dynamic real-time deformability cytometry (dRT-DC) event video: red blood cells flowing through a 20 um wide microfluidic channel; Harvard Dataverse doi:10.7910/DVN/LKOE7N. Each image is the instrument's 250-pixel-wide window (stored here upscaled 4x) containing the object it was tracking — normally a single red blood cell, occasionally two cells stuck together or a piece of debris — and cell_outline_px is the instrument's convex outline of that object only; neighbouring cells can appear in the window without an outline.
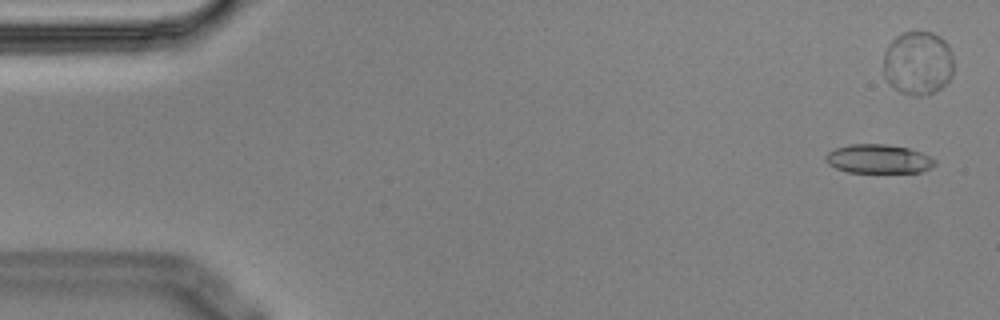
{"species": "Egyptian fruit bat (a non-hibernating species)", "species_latin": "Rousettus aegyptiacus", "temperature_condition": "cold", "stored_images_in_passage": 5, "camera_frame_rate_fps": 3000, "um_per_image_px": 0.085, "animal": {"sex": "male"}, "frame": {"image": 1, "passage_image": 1, "time_ms": 0.0, "image_size_px": [1000, 320], "cell_outline_px": [[936, 164], [932, 168], [920, 172], [848, 172], [836, 168], [828, 164], [824, 160], [824, 156], [828, 152], [836, 148], [848, 144], [888, 144], [908, 148], [920, 152], [936, 160]], "centroid_in_image_um": [74.66, 13.5], "position_along_channel_um": 10.3, "area_um2": 18.5}}